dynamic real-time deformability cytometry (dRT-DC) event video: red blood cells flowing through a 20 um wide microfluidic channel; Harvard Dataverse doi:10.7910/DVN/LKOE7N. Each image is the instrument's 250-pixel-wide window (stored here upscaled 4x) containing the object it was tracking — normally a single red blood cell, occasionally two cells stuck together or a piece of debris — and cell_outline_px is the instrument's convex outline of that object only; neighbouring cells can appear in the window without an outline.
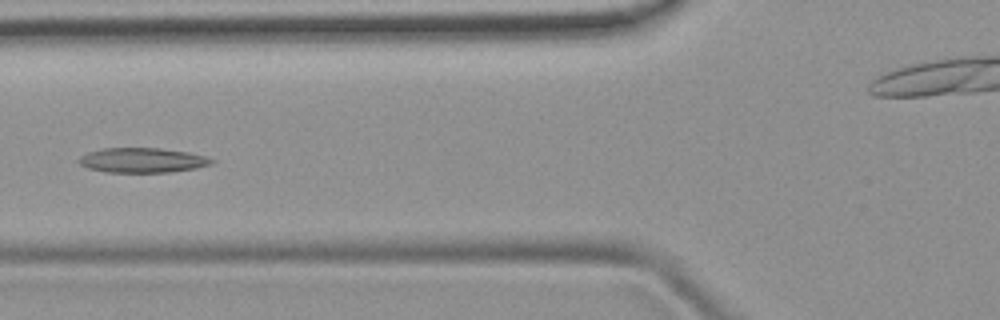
{"species": "common noctule bat (a hibernating species)", "species_latin": "Nyctalus noctula", "temperature_condition": "room temperature", "stored_images_in_passage": 5, "camera_frame_rate_fps": 3000, "um_per_image_px": 0.085, "animal": {"sex": "female", "body_mass_g": 19.9}, "frame": {"image": 1, "passage_image": 5, "time_ms": 4.333, "image_size_px": [1000, 320], "cell_outline_px": [[216, 160], [212, 164], [196, 168], [172, 172], [108, 172], [88, 168], [80, 164], [76, 160], [80, 156], [88, 152], [104, 148], [160, 148], [188, 152], [208, 156]], "centroid_in_image_um": [12.13, 13.62], "position_along_channel_um": 113.7, "area_um2": 19.31}}